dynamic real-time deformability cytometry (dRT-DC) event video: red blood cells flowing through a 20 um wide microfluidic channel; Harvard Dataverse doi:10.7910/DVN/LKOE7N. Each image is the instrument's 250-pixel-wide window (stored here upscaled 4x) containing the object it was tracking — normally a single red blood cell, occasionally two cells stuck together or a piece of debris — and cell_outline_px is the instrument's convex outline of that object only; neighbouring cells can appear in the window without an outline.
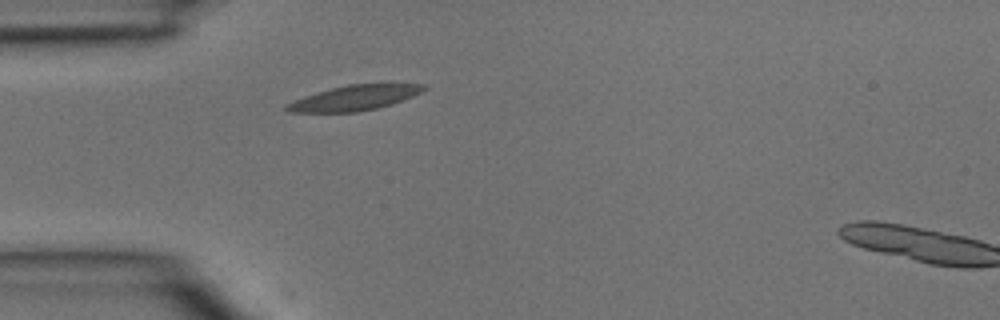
{"species": "common noctule bat (a hibernating species)", "species_latin": "Nyctalus noctula", "temperature_condition": "room temperature", "stored_images_in_passage": 2, "camera_frame_rate_fps": 3000, "um_per_image_px": 0.085, "animal": {"sex": "male", "body_mass_g": 15.6}, "frame": {"image": 1, "passage_image": 2, "time_ms": 0.333, "image_size_px": [1000, 320], "cell_outline_px": [[428, 88], [404, 100], [392, 104], [376, 108], [356, 112], [288, 112], [284, 108], [284, 104], [304, 96], [332, 88], [348, 84], [392, 80], [428, 84]], "centroid_in_image_um": [30.28, 8.25], "position_along_channel_um": 54.7, "area_um2": 21.1}}